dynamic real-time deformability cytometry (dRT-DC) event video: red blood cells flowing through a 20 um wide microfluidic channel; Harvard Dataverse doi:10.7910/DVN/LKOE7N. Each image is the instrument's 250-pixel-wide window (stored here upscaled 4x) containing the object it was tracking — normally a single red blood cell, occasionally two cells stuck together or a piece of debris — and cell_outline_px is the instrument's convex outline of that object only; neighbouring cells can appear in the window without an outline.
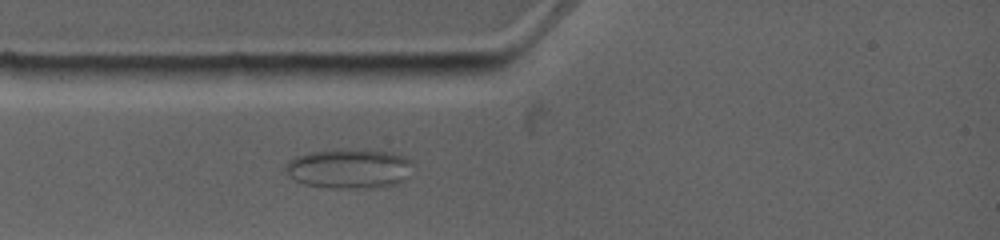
{"species": "common noctule bat (a hibernating species)", "species_latin": "Nyctalus noctula", "temperature_condition": "warm", "stored_images_in_passage": 4, "camera_frame_rate_fps": 4500, "um_per_image_px": 0.085, "animal": {"sex": "female", "body_mass_g": 19.0, "forearm_length_mm": 53.3}, "frame": {"image": 1, "passage_image": 4, "time_ms": 2.444, "image_size_px": [1000, 240], "cell_outline_px": [[412, 164], [408, 176], [404, 180], [396, 184], [376, 188], [332, 188], [304, 184], [288, 176], [284, 168], [288, 160], [296, 156], [308, 152], [332, 148], [352, 148], [392, 152], [404, 156]], "centroid_in_image_um": [29.65, 14.31], "position_along_channel_um": 55.4, "area_um2": 30.06}}